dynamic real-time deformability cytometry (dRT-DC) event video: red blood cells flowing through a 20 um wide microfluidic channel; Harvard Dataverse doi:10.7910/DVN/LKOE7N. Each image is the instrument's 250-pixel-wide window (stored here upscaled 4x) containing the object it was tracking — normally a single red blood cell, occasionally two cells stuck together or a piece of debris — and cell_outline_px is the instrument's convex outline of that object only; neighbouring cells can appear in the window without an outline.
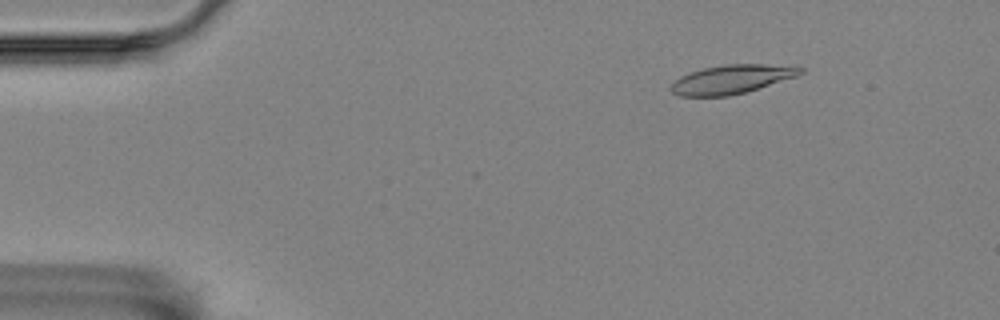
{"species": "Egyptian fruit bat (a non-hibernating species)", "species_latin": "Rousettus aegyptiacus", "temperature_condition": "room temperature", "stored_images_in_passage": 57, "camera_frame_rate_fps": 3000, "um_per_image_px": 0.085, "animal": {"sex": "female"}, "frame": {"image": 1, "passage_image": 8, "time_ms": 2.333, "image_size_px": [1000, 320], "cell_outline_px": [[804, 72], [796, 76], [744, 92], [728, 96], [680, 96], [672, 92], [668, 88], [680, 76], [688, 72], [704, 68], [724, 64], [764, 64], [804, 68]], "centroid_in_image_um": [62.12, 6.74], "position_along_channel_um": 22.9, "area_um2": 21.44}}
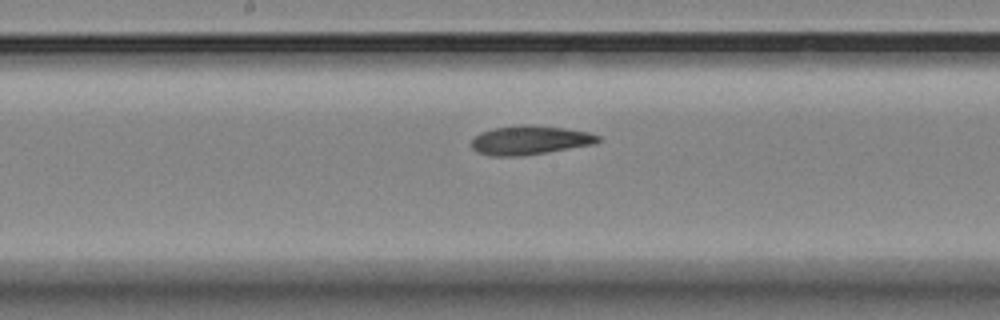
{"frame": {"image": 2, "passage_image": 30, "time_ms": 9.667, "image_size_px": [1000, 320], "cell_outline_px": [[600, 140], [596, 144], [548, 152], [520, 156], [488, 156], [476, 152], [472, 148], [472, 140], [480, 132], [492, 128], [516, 124], [532, 124], [564, 128], [588, 132], [600, 136]], "centroid_in_image_um": [45.02, 11.91], "position_along_channel_um": 203.2, "area_um2": 21.73}}
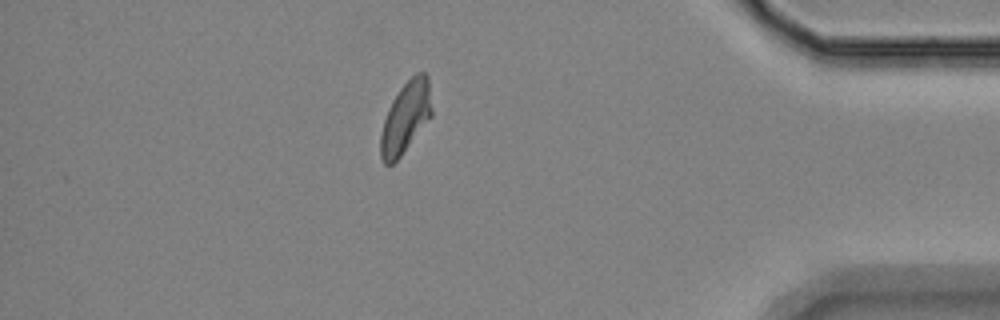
{"frame": {"image": 3, "passage_image": 50, "time_ms": 16.333, "image_size_px": [1000, 320], "cell_outline_px": [[432, 116], [400, 156], [392, 164], [384, 164], [380, 156], [380, 136], [384, 120], [388, 108], [392, 100], [400, 88], [416, 72], [424, 72], [428, 76], [432, 108]], "centroid_in_image_um": [34.48, 9.96], "position_along_channel_um": 400.7, "area_um2": 21.15}, "authors_computed_cell_mechanics": {"area_um2": 21.3282, "velocity_mm_per_s": 3.5066, "shape_relaxation_time_tau1_ms": null, "shape_relaxation_time_tau2_ms": 4.2191, "deformation_change_tau1": null, "deformation_change_tau2": 0.1106}}